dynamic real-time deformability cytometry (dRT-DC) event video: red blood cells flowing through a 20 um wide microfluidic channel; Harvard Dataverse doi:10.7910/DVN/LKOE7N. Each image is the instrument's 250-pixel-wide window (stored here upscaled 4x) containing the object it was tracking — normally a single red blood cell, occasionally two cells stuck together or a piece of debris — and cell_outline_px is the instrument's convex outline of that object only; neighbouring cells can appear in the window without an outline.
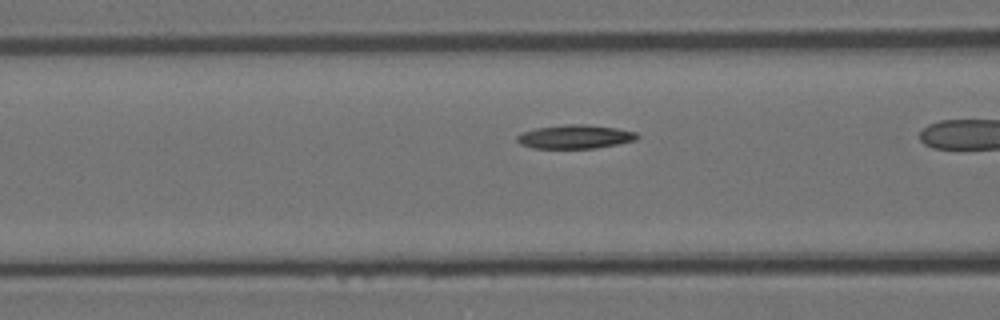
{"species": "Egyptian fruit bat (a non-hibernating species)", "species_latin": "Rousettus aegyptiacus", "temperature_condition": "room temperature", "stored_images_in_passage": 30, "camera_frame_rate_fps": 3000, "um_per_image_px": 0.085, "animal": {"sex": "female"}, "frame": {"image": 1, "passage_image": 9, "time_ms": 2.667, "image_size_px": [1000, 320], "cell_outline_px": [[640, 136], [636, 140], [596, 148], [532, 148], [520, 144], [516, 140], [516, 136], [524, 132], [536, 128], [568, 124], [584, 124], [616, 128], [636, 132]], "centroid_in_image_um": [48.88, 11.62], "position_along_channel_um": 117.7, "area_um2": 16.53}}
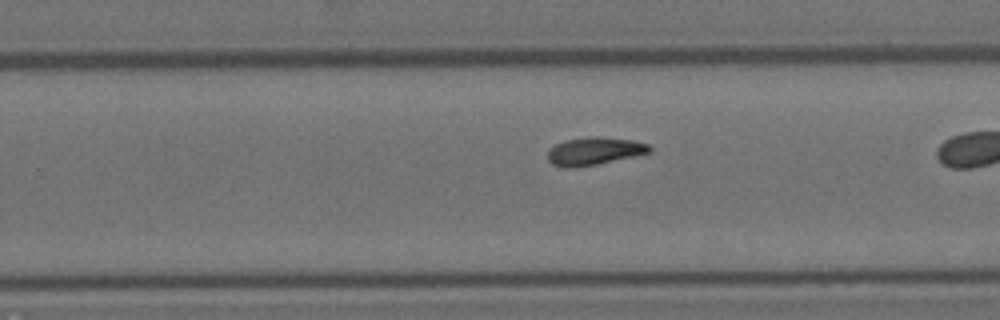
{"frame": {"image": 2, "passage_image": 22, "time_ms": 7.0, "image_size_px": [1000, 320], "cell_outline_px": [[652, 152], [596, 164], [576, 168], [564, 168], [552, 164], [548, 160], [548, 152], [556, 144], [564, 140], [588, 136], [600, 136], [632, 140], [648, 144], [652, 148]], "centroid_in_image_um": [50.51, 12.84], "position_along_channel_um": 279.3, "area_um2": 16.53}}